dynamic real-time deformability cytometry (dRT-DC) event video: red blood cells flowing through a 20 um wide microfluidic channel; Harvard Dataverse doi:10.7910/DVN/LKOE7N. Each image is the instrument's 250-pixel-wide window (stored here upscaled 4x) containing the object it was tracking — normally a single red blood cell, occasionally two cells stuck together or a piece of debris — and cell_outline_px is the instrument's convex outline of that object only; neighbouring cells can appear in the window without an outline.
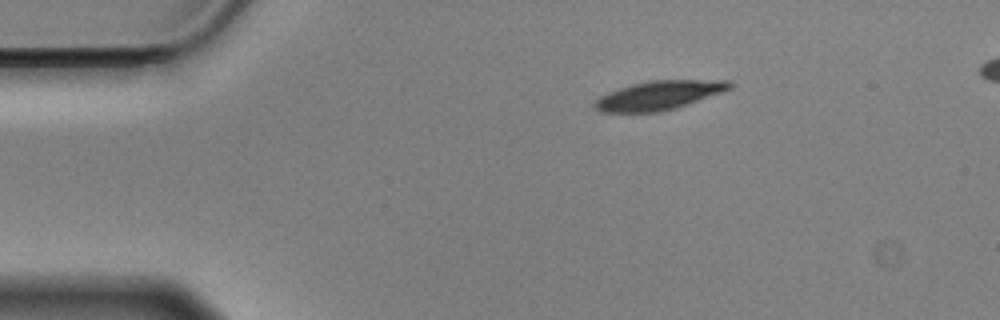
{"species": "Egyptian fruit bat (a non-hibernating species)", "species_latin": "Rousettus aegyptiacus", "temperature_condition": "cold", "stored_images_in_passage": 49, "camera_frame_rate_fps": 3000, "um_per_image_px": 0.085, "animal": {"sex": "male"}, "frame": {"image": 1, "passage_image": 1, "time_ms": 0.0, "image_size_px": [1000, 320], "cell_outline_px": [[736, 84], [732, 88], [676, 108], [660, 112], [600, 112], [592, 104], [600, 96], [608, 92], [632, 84], [648, 80], [732, 80]], "centroid_in_image_um": [56.03, 8.09], "position_along_channel_um": 29.0, "area_um2": 22.77}}
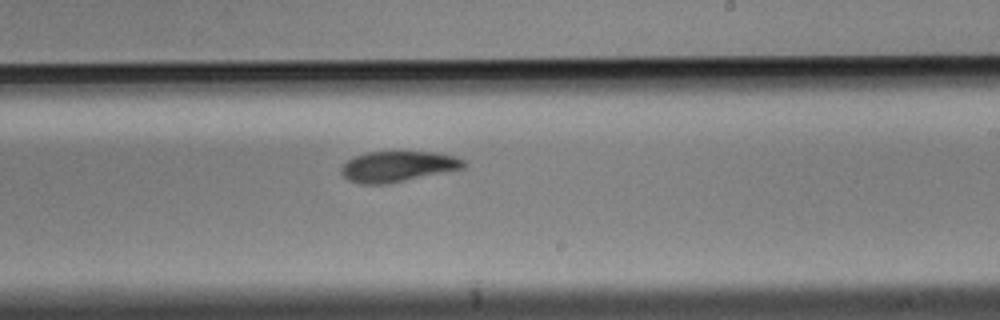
{"frame": {"image": 2, "passage_image": 25, "time_ms": 8.0, "image_size_px": [1000, 320], "cell_outline_px": [[468, 164], [464, 168], [384, 184], [360, 184], [348, 180], [340, 172], [340, 168], [348, 160], [356, 156], [368, 152], [440, 152], [456, 156], [464, 160]], "centroid_in_image_um": [33.83, 14.14], "position_along_channel_um": 255.2, "area_um2": 21.73}}
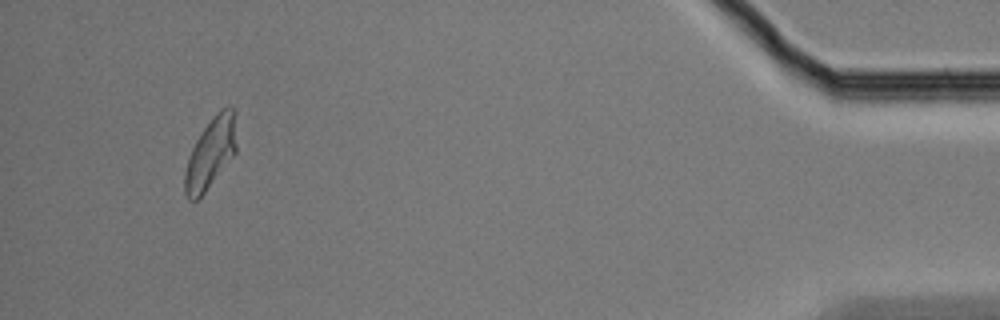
{"frame": {"image": 3, "passage_image": 45, "time_ms": 14.667, "image_size_px": [1000, 320], "cell_outline_px": [[236, 152], [204, 192], [196, 200], [188, 200], [184, 192], [184, 172], [192, 148], [196, 140], [204, 128], [216, 112], [220, 108], [228, 104], [232, 104], [236, 108]], "centroid_in_image_um": [17.93, 12.93], "position_along_channel_um": 417.3, "area_um2": 21.39}}